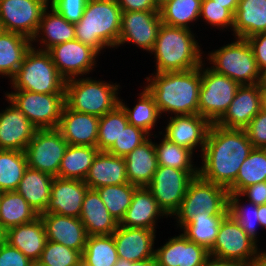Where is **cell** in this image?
<instances>
[{
  "label": "cell",
  "mask_w": 266,
  "mask_h": 266,
  "mask_svg": "<svg viewBox=\"0 0 266 266\" xmlns=\"http://www.w3.org/2000/svg\"><path fill=\"white\" fill-rule=\"evenodd\" d=\"M161 216L168 218L160 209L151 191L147 187H137L133 193L132 202L119 225L156 230L157 220L159 217L161 219Z\"/></svg>",
  "instance_id": "d4e9b609"
},
{
  "label": "cell",
  "mask_w": 266,
  "mask_h": 266,
  "mask_svg": "<svg viewBox=\"0 0 266 266\" xmlns=\"http://www.w3.org/2000/svg\"><path fill=\"white\" fill-rule=\"evenodd\" d=\"M48 241L63 244L83 253L88 238L86 228L79 218L55 213H41Z\"/></svg>",
  "instance_id": "603a6c76"
},
{
  "label": "cell",
  "mask_w": 266,
  "mask_h": 266,
  "mask_svg": "<svg viewBox=\"0 0 266 266\" xmlns=\"http://www.w3.org/2000/svg\"><path fill=\"white\" fill-rule=\"evenodd\" d=\"M122 11L159 10L156 0H116Z\"/></svg>",
  "instance_id": "11a10c76"
},
{
  "label": "cell",
  "mask_w": 266,
  "mask_h": 266,
  "mask_svg": "<svg viewBox=\"0 0 266 266\" xmlns=\"http://www.w3.org/2000/svg\"><path fill=\"white\" fill-rule=\"evenodd\" d=\"M208 256L209 251L204 246L190 241L183 233L155 249L158 266H203Z\"/></svg>",
  "instance_id": "44dd1931"
},
{
  "label": "cell",
  "mask_w": 266,
  "mask_h": 266,
  "mask_svg": "<svg viewBox=\"0 0 266 266\" xmlns=\"http://www.w3.org/2000/svg\"><path fill=\"white\" fill-rule=\"evenodd\" d=\"M166 1H168V0H156L158 6H160L161 4H163Z\"/></svg>",
  "instance_id": "003e7915"
},
{
  "label": "cell",
  "mask_w": 266,
  "mask_h": 266,
  "mask_svg": "<svg viewBox=\"0 0 266 266\" xmlns=\"http://www.w3.org/2000/svg\"><path fill=\"white\" fill-rule=\"evenodd\" d=\"M6 97L22 111L37 129L58 127L65 104V94L34 93L26 90L5 92Z\"/></svg>",
  "instance_id": "30bf717a"
},
{
  "label": "cell",
  "mask_w": 266,
  "mask_h": 266,
  "mask_svg": "<svg viewBox=\"0 0 266 266\" xmlns=\"http://www.w3.org/2000/svg\"><path fill=\"white\" fill-rule=\"evenodd\" d=\"M113 235L88 236L82 253V262L87 266H114L118 261Z\"/></svg>",
  "instance_id": "ab89813d"
},
{
  "label": "cell",
  "mask_w": 266,
  "mask_h": 266,
  "mask_svg": "<svg viewBox=\"0 0 266 266\" xmlns=\"http://www.w3.org/2000/svg\"><path fill=\"white\" fill-rule=\"evenodd\" d=\"M137 186L131 183L106 185L95 189L108 212L120 223L129 208Z\"/></svg>",
  "instance_id": "b9f144b4"
},
{
  "label": "cell",
  "mask_w": 266,
  "mask_h": 266,
  "mask_svg": "<svg viewBox=\"0 0 266 266\" xmlns=\"http://www.w3.org/2000/svg\"><path fill=\"white\" fill-rule=\"evenodd\" d=\"M3 31V28L1 27V25H0V33Z\"/></svg>",
  "instance_id": "89a4df30"
},
{
  "label": "cell",
  "mask_w": 266,
  "mask_h": 266,
  "mask_svg": "<svg viewBox=\"0 0 266 266\" xmlns=\"http://www.w3.org/2000/svg\"><path fill=\"white\" fill-rule=\"evenodd\" d=\"M246 40L253 51L257 67L263 74L266 71V32L254 34Z\"/></svg>",
  "instance_id": "f5cc1de1"
},
{
  "label": "cell",
  "mask_w": 266,
  "mask_h": 266,
  "mask_svg": "<svg viewBox=\"0 0 266 266\" xmlns=\"http://www.w3.org/2000/svg\"><path fill=\"white\" fill-rule=\"evenodd\" d=\"M88 0H49V5L68 22L81 20Z\"/></svg>",
  "instance_id": "681fc988"
},
{
  "label": "cell",
  "mask_w": 266,
  "mask_h": 266,
  "mask_svg": "<svg viewBox=\"0 0 266 266\" xmlns=\"http://www.w3.org/2000/svg\"><path fill=\"white\" fill-rule=\"evenodd\" d=\"M204 18L207 24L217 26L220 30L230 27L233 30L234 14L224 5H219L213 0H202L200 17Z\"/></svg>",
  "instance_id": "c3c4849f"
},
{
  "label": "cell",
  "mask_w": 266,
  "mask_h": 266,
  "mask_svg": "<svg viewBox=\"0 0 266 266\" xmlns=\"http://www.w3.org/2000/svg\"><path fill=\"white\" fill-rule=\"evenodd\" d=\"M228 213L220 223L219 231L209 255L236 260L246 266H257L262 251Z\"/></svg>",
  "instance_id": "8fae6325"
},
{
  "label": "cell",
  "mask_w": 266,
  "mask_h": 266,
  "mask_svg": "<svg viewBox=\"0 0 266 266\" xmlns=\"http://www.w3.org/2000/svg\"><path fill=\"white\" fill-rule=\"evenodd\" d=\"M233 36L247 39L266 32V0H239L234 14Z\"/></svg>",
  "instance_id": "1f68e13d"
},
{
  "label": "cell",
  "mask_w": 266,
  "mask_h": 266,
  "mask_svg": "<svg viewBox=\"0 0 266 266\" xmlns=\"http://www.w3.org/2000/svg\"><path fill=\"white\" fill-rule=\"evenodd\" d=\"M266 181V149L254 148L241 165L229 194H239L244 188Z\"/></svg>",
  "instance_id": "74e56055"
},
{
  "label": "cell",
  "mask_w": 266,
  "mask_h": 266,
  "mask_svg": "<svg viewBox=\"0 0 266 266\" xmlns=\"http://www.w3.org/2000/svg\"><path fill=\"white\" fill-rule=\"evenodd\" d=\"M37 40L41 45L36 49L44 51H48L57 44L75 40L74 23L68 22L48 5L42 13L38 30L31 39L32 43L38 42Z\"/></svg>",
  "instance_id": "4316f807"
},
{
  "label": "cell",
  "mask_w": 266,
  "mask_h": 266,
  "mask_svg": "<svg viewBox=\"0 0 266 266\" xmlns=\"http://www.w3.org/2000/svg\"><path fill=\"white\" fill-rule=\"evenodd\" d=\"M5 241L19 249L31 261H38L47 242L42 219L39 216L33 222L8 229Z\"/></svg>",
  "instance_id": "83f0119b"
},
{
  "label": "cell",
  "mask_w": 266,
  "mask_h": 266,
  "mask_svg": "<svg viewBox=\"0 0 266 266\" xmlns=\"http://www.w3.org/2000/svg\"><path fill=\"white\" fill-rule=\"evenodd\" d=\"M159 166H167L185 171H198L193 164L194 153L189 149L168 141L165 137L161 143L153 142Z\"/></svg>",
  "instance_id": "7bdbcfd3"
},
{
  "label": "cell",
  "mask_w": 266,
  "mask_h": 266,
  "mask_svg": "<svg viewBox=\"0 0 266 266\" xmlns=\"http://www.w3.org/2000/svg\"><path fill=\"white\" fill-rule=\"evenodd\" d=\"M31 266H47V265L42 264L39 261H34V262H32V265Z\"/></svg>",
  "instance_id": "e7e4bbea"
},
{
  "label": "cell",
  "mask_w": 266,
  "mask_h": 266,
  "mask_svg": "<svg viewBox=\"0 0 266 266\" xmlns=\"http://www.w3.org/2000/svg\"><path fill=\"white\" fill-rule=\"evenodd\" d=\"M124 159L128 182L137 187H147L159 166L152 139L136 147Z\"/></svg>",
  "instance_id": "f546056e"
},
{
  "label": "cell",
  "mask_w": 266,
  "mask_h": 266,
  "mask_svg": "<svg viewBox=\"0 0 266 266\" xmlns=\"http://www.w3.org/2000/svg\"><path fill=\"white\" fill-rule=\"evenodd\" d=\"M169 119L163 137L193 153L198 146L197 149L201 147L199 151H203L212 125L208 119L199 114H183L174 117L170 115Z\"/></svg>",
  "instance_id": "ac0fdd59"
},
{
  "label": "cell",
  "mask_w": 266,
  "mask_h": 266,
  "mask_svg": "<svg viewBox=\"0 0 266 266\" xmlns=\"http://www.w3.org/2000/svg\"><path fill=\"white\" fill-rule=\"evenodd\" d=\"M253 149L244 129H227L212 123L200 155L198 175L228 189Z\"/></svg>",
  "instance_id": "6da1fadb"
},
{
  "label": "cell",
  "mask_w": 266,
  "mask_h": 266,
  "mask_svg": "<svg viewBox=\"0 0 266 266\" xmlns=\"http://www.w3.org/2000/svg\"><path fill=\"white\" fill-rule=\"evenodd\" d=\"M265 92L262 83L240 85L228 110L215 124L227 129H245L263 109Z\"/></svg>",
  "instance_id": "e0dca14e"
},
{
  "label": "cell",
  "mask_w": 266,
  "mask_h": 266,
  "mask_svg": "<svg viewBox=\"0 0 266 266\" xmlns=\"http://www.w3.org/2000/svg\"><path fill=\"white\" fill-rule=\"evenodd\" d=\"M257 266H266V251H262L260 260Z\"/></svg>",
  "instance_id": "94428289"
},
{
  "label": "cell",
  "mask_w": 266,
  "mask_h": 266,
  "mask_svg": "<svg viewBox=\"0 0 266 266\" xmlns=\"http://www.w3.org/2000/svg\"><path fill=\"white\" fill-rule=\"evenodd\" d=\"M53 178L48 173L28 167L15 191L40 215L48 206Z\"/></svg>",
  "instance_id": "4dcf8cb0"
},
{
  "label": "cell",
  "mask_w": 266,
  "mask_h": 266,
  "mask_svg": "<svg viewBox=\"0 0 266 266\" xmlns=\"http://www.w3.org/2000/svg\"><path fill=\"white\" fill-rule=\"evenodd\" d=\"M202 0H168L159 6L162 24L191 30L200 18Z\"/></svg>",
  "instance_id": "d590c367"
},
{
  "label": "cell",
  "mask_w": 266,
  "mask_h": 266,
  "mask_svg": "<svg viewBox=\"0 0 266 266\" xmlns=\"http://www.w3.org/2000/svg\"><path fill=\"white\" fill-rule=\"evenodd\" d=\"M150 135L142 129L128 124L118 140L106 151L112 155L125 157L131 153L136 147L147 141Z\"/></svg>",
  "instance_id": "7dc6e473"
},
{
  "label": "cell",
  "mask_w": 266,
  "mask_h": 266,
  "mask_svg": "<svg viewBox=\"0 0 266 266\" xmlns=\"http://www.w3.org/2000/svg\"><path fill=\"white\" fill-rule=\"evenodd\" d=\"M88 189L84 181L54 177L50 200L44 213L79 218Z\"/></svg>",
  "instance_id": "ffe728a7"
},
{
  "label": "cell",
  "mask_w": 266,
  "mask_h": 266,
  "mask_svg": "<svg viewBox=\"0 0 266 266\" xmlns=\"http://www.w3.org/2000/svg\"><path fill=\"white\" fill-rule=\"evenodd\" d=\"M226 215H201L192 217L182 229L192 242L204 246L208 251L213 247L220 223Z\"/></svg>",
  "instance_id": "f35d334b"
},
{
  "label": "cell",
  "mask_w": 266,
  "mask_h": 266,
  "mask_svg": "<svg viewBox=\"0 0 266 266\" xmlns=\"http://www.w3.org/2000/svg\"><path fill=\"white\" fill-rule=\"evenodd\" d=\"M213 1L219 5H224V7L229 9L233 14H235L239 4V0H213Z\"/></svg>",
  "instance_id": "680465c9"
},
{
  "label": "cell",
  "mask_w": 266,
  "mask_h": 266,
  "mask_svg": "<svg viewBox=\"0 0 266 266\" xmlns=\"http://www.w3.org/2000/svg\"><path fill=\"white\" fill-rule=\"evenodd\" d=\"M161 25L159 10L122 11L117 47L131 42L150 53L155 46Z\"/></svg>",
  "instance_id": "9a60e30c"
},
{
  "label": "cell",
  "mask_w": 266,
  "mask_h": 266,
  "mask_svg": "<svg viewBox=\"0 0 266 266\" xmlns=\"http://www.w3.org/2000/svg\"><path fill=\"white\" fill-rule=\"evenodd\" d=\"M262 84L266 88V71L262 74Z\"/></svg>",
  "instance_id": "be15d7a7"
},
{
  "label": "cell",
  "mask_w": 266,
  "mask_h": 266,
  "mask_svg": "<svg viewBox=\"0 0 266 266\" xmlns=\"http://www.w3.org/2000/svg\"><path fill=\"white\" fill-rule=\"evenodd\" d=\"M253 148L266 149V111L262 109L244 129Z\"/></svg>",
  "instance_id": "f907efd6"
},
{
  "label": "cell",
  "mask_w": 266,
  "mask_h": 266,
  "mask_svg": "<svg viewBox=\"0 0 266 266\" xmlns=\"http://www.w3.org/2000/svg\"><path fill=\"white\" fill-rule=\"evenodd\" d=\"M99 151L93 146L68 144L60 163L58 177L84 181Z\"/></svg>",
  "instance_id": "e575fe53"
},
{
  "label": "cell",
  "mask_w": 266,
  "mask_h": 266,
  "mask_svg": "<svg viewBox=\"0 0 266 266\" xmlns=\"http://www.w3.org/2000/svg\"><path fill=\"white\" fill-rule=\"evenodd\" d=\"M205 59L216 73L225 75L239 85L262 83V72L258 69L253 51L246 39L235 37V41L208 53Z\"/></svg>",
  "instance_id": "52a82bcc"
},
{
  "label": "cell",
  "mask_w": 266,
  "mask_h": 266,
  "mask_svg": "<svg viewBox=\"0 0 266 266\" xmlns=\"http://www.w3.org/2000/svg\"><path fill=\"white\" fill-rule=\"evenodd\" d=\"M258 220L261 228H266V204L258 205Z\"/></svg>",
  "instance_id": "91938a15"
},
{
  "label": "cell",
  "mask_w": 266,
  "mask_h": 266,
  "mask_svg": "<svg viewBox=\"0 0 266 266\" xmlns=\"http://www.w3.org/2000/svg\"><path fill=\"white\" fill-rule=\"evenodd\" d=\"M39 214L16 191L0 192V225L5 231L33 222Z\"/></svg>",
  "instance_id": "836d02e7"
},
{
  "label": "cell",
  "mask_w": 266,
  "mask_h": 266,
  "mask_svg": "<svg viewBox=\"0 0 266 266\" xmlns=\"http://www.w3.org/2000/svg\"><path fill=\"white\" fill-rule=\"evenodd\" d=\"M138 95L137 104L132 109L128 108L129 106L121 99H119V105L125 111L129 124L142 129L151 137L153 136L151 131L155 127L157 120L161 118V115L153 96L145 87Z\"/></svg>",
  "instance_id": "8d00e7d4"
},
{
  "label": "cell",
  "mask_w": 266,
  "mask_h": 266,
  "mask_svg": "<svg viewBox=\"0 0 266 266\" xmlns=\"http://www.w3.org/2000/svg\"><path fill=\"white\" fill-rule=\"evenodd\" d=\"M38 261L47 266H79L82 254L63 244L47 240Z\"/></svg>",
  "instance_id": "bcb514c9"
},
{
  "label": "cell",
  "mask_w": 266,
  "mask_h": 266,
  "mask_svg": "<svg viewBox=\"0 0 266 266\" xmlns=\"http://www.w3.org/2000/svg\"><path fill=\"white\" fill-rule=\"evenodd\" d=\"M120 85L94 80L91 77H78L65 83V104L77 112L102 117L119 105Z\"/></svg>",
  "instance_id": "8992f818"
},
{
  "label": "cell",
  "mask_w": 266,
  "mask_h": 266,
  "mask_svg": "<svg viewBox=\"0 0 266 266\" xmlns=\"http://www.w3.org/2000/svg\"><path fill=\"white\" fill-rule=\"evenodd\" d=\"M27 168L24 151L0 150V192L15 191Z\"/></svg>",
  "instance_id": "60d3db41"
},
{
  "label": "cell",
  "mask_w": 266,
  "mask_h": 266,
  "mask_svg": "<svg viewBox=\"0 0 266 266\" xmlns=\"http://www.w3.org/2000/svg\"><path fill=\"white\" fill-rule=\"evenodd\" d=\"M263 109L266 111V92L263 97Z\"/></svg>",
  "instance_id": "03108f58"
},
{
  "label": "cell",
  "mask_w": 266,
  "mask_h": 266,
  "mask_svg": "<svg viewBox=\"0 0 266 266\" xmlns=\"http://www.w3.org/2000/svg\"><path fill=\"white\" fill-rule=\"evenodd\" d=\"M79 266H87L85 263L81 262Z\"/></svg>",
  "instance_id": "a7ac6f4b"
},
{
  "label": "cell",
  "mask_w": 266,
  "mask_h": 266,
  "mask_svg": "<svg viewBox=\"0 0 266 266\" xmlns=\"http://www.w3.org/2000/svg\"><path fill=\"white\" fill-rule=\"evenodd\" d=\"M100 117L63 108L57 129L69 145L97 147Z\"/></svg>",
  "instance_id": "cb8c5ba5"
},
{
  "label": "cell",
  "mask_w": 266,
  "mask_h": 266,
  "mask_svg": "<svg viewBox=\"0 0 266 266\" xmlns=\"http://www.w3.org/2000/svg\"><path fill=\"white\" fill-rule=\"evenodd\" d=\"M32 262L19 249L6 241L0 246V266H31Z\"/></svg>",
  "instance_id": "816d5d0a"
},
{
  "label": "cell",
  "mask_w": 266,
  "mask_h": 266,
  "mask_svg": "<svg viewBox=\"0 0 266 266\" xmlns=\"http://www.w3.org/2000/svg\"><path fill=\"white\" fill-rule=\"evenodd\" d=\"M228 196L227 188L206 181L199 175L194 177L187 187L178 211L173 215L178 223L177 228H181L197 215H227Z\"/></svg>",
  "instance_id": "ba28073f"
},
{
  "label": "cell",
  "mask_w": 266,
  "mask_h": 266,
  "mask_svg": "<svg viewBox=\"0 0 266 266\" xmlns=\"http://www.w3.org/2000/svg\"><path fill=\"white\" fill-rule=\"evenodd\" d=\"M10 103L0 112V150L25 151L37 128L6 96Z\"/></svg>",
  "instance_id": "d6986e66"
},
{
  "label": "cell",
  "mask_w": 266,
  "mask_h": 266,
  "mask_svg": "<svg viewBox=\"0 0 266 266\" xmlns=\"http://www.w3.org/2000/svg\"><path fill=\"white\" fill-rule=\"evenodd\" d=\"M154 74L146 77L145 88L153 96L160 115L166 112L198 114L201 66L188 71Z\"/></svg>",
  "instance_id": "7a4b0ae2"
},
{
  "label": "cell",
  "mask_w": 266,
  "mask_h": 266,
  "mask_svg": "<svg viewBox=\"0 0 266 266\" xmlns=\"http://www.w3.org/2000/svg\"><path fill=\"white\" fill-rule=\"evenodd\" d=\"M121 14L116 0H88L81 20L74 24L75 39L99 54L107 47L117 49Z\"/></svg>",
  "instance_id": "277c9868"
},
{
  "label": "cell",
  "mask_w": 266,
  "mask_h": 266,
  "mask_svg": "<svg viewBox=\"0 0 266 266\" xmlns=\"http://www.w3.org/2000/svg\"><path fill=\"white\" fill-rule=\"evenodd\" d=\"M192 30L162 24L153 50L156 72H181L201 66L202 49Z\"/></svg>",
  "instance_id": "3957f363"
},
{
  "label": "cell",
  "mask_w": 266,
  "mask_h": 266,
  "mask_svg": "<svg viewBox=\"0 0 266 266\" xmlns=\"http://www.w3.org/2000/svg\"><path fill=\"white\" fill-rule=\"evenodd\" d=\"M48 52L60 75L66 81L90 74L96 67V57H99L95 49L76 39L57 44Z\"/></svg>",
  "instance_id": "2e32d148"
},
{
  "label": "cell",
  "mask_w": 266,
  "mask_h": 266,
  "mask_svg": "<svg viewBox=\"0 0 266 266\" xmlns=\"http://www.w3.org/2000/svg\"><path fill=\"white\" fill-rule=\"evenodd\" d=\"M49 0H0V25L3 31L32 39Z\"/></svg>",
  "instance_id": "5bb4252c"
},
{
  "label": "cell",
  "mask_w": 266,
  "mask_h": 266,
  "mask_svg": "<svg viewBox=\"0 0 266 266\" xmlns=\"http://www.w3.org/2000/svg\"><path fill=\"white\" fill-rule=\"evenodd\" d=\"M10 81L13 90L65 94L66 80L57 70L50 53L36 49L33 44Z\"/></svg>",
  "instance_id": "5b68a950"
},
{
  "label": "cell",
  "mask_w": 266,
  "mask_h": 266,
  "mask_svg": "<svg viewBox=\"0 0 266 266\" xmlns=\"http://www.w3.org/2000/svg\"><path fill=\"white\" fill-rule=\"evenodd\" d=\"M30 38L15 32L0 33V75L11 79L31 48Z\"/></svg>",
  "instance_id": "d6a6232c"
},
{
  "label": "cell",
  "mask_w": 266,
  "mask_h": 266,
  "mask_svg": "<svg viewBox=\"0 0 266 266\" xmlns=\"http://www.w3.org/2000/svg\"><path fill=\"white\" fill-rule=\"evenodd\" d=\"M156 231L119 225L112 234L118 257L130 262L155 257Z\"/></svg>",
  "instance_id": "7402d4cb"
},
{
  "label": "cell",
  "mask_w": 266,
  "mask_h": 266,
  "mask_svg": "<svg viewBox=\"0 0 266 266\" xmlns=\"http://www.w3.org/2000/svg\"><path fill=\"white\" fill-rule=\"evenodd\" d=\"M6 231L0 225V246L5 242Z\"/></svg>",
  "instance_id": "6125c7cd"
},
{
  "label": "cell",
  "mask_w": 266,
  "mask_h": 266,
  "mask_svg": "<svg viewBox=\"0 0 266 266\" xmlns=\"http://www.w3.org/2000/svg\"><path fill=\"white\" fill-rule=\"evenodd\" d=\"M239 195L241 197H248L246 200L257 206L266 204V181L244 188Z\"/></svg>",
  "instance_id": "db71d44e"
},
{
  "label": "cell",
  "mask_w": 266,
  "mask_h": 266,
  "mask_svg": "<svg viewBox=\"0 0 266 266\" xmlns=\"http://www.w3.org/2000/svg\"><path fill=\"white\" fill-rule=\"evenodd\" d=\"M203 266H246V265L236 260L223 259L213 255H209L206 258Z\"/></svg>",
  "instance_id": "9f6ffc18"
},
{
  "label": "cell",
  "mask_w": 266,
  "mask_h": 266,
  "mask_svg": "<svg viewBox=\"0 0 266 266\" xmlns=\"http://www.w3.org/2000/svg\"><path fill=\"white\" fill-rule=\"evenodd\" d=\"M79 219L86 228L88 236L112 235L119 226L94 189L87 190Z\"/></svg>",
  "instance_id": "f1b7e54d"
},
{
  "label": "cell",
  "mask_w": 266,
  "mask_h": 266,
  "mask_svg": "<svg viewBox=\"0 0 266 266\" xmlns=\"http://www.w3.org/2000/svg\"><path fill=\"white\" fill-rule=\"evenodd\" d=\"M204 66L206 63L203 62L198 114L211 123H216L228 110L240 85L231 78Z\"/></svg>",
  "instance_id": "9c48e42d"
},
{
  "label": "cell",
  "mask_w": 266,
  "mask_h": 266,
  "mask_svg": "<svg viewBox=\"0 0 266 266\" xmlns=\"http://www.w3.org/2000/svg\"><path fill=\"white\" fill-rule=\"evenodd\" d=\"M84 183L89 189H97L106 185L128 183L124 157L99 151L93 160Z\"/></svg>",
  "instance_id": "484cf974"
},
{
  "label": "cell",
  "mask_w": 266,
  "mask_h": 266,
  "mask_svg": "<svg viewBox=\"0 0 266 266\" xmlns=\"http://www.w3.org/2000/svg\"><path fill=\"white\" fill-rule=\"evenodd\" d=\"M114 266H158L155 257L147 258L141 261L130 262L128 260L119 258Z\"/></svg>",
  "instance_id": "6f0895ef"
},
{
  "label": "cell",
  "mask_w": 266,
  "mask_h": 266,
  "mask_svg": "<svg viewBox=\"0 0 266 266\" xmlns=\"http://www.w3.org/2000/svg\"><path fill=\"white\" fill-rule=\"evenodd\" d=\"M196 176L198 171L158 166L147 188L164 214L172 217L178 211L190 181Z\"/></svg>",
  "instance_id": "7c38bea8"
},
{
  "label": "cell",
  "mask_w": 266,
  "mask_h": 266,
  "mask_svg": "<svg viewBox=\"0 0 266 266\" xmlns=\"http://www.w3.org/2000/svg\"><path fill=\"white\" fill-rule=\"evenodd\" d=\"M67 147L68 143L57 128L37 129L24 151L28 167L58 177Z\"/></svg>",
  "instance_id": "4fadbf2b"
},
{
  "label": "cell",
  "mask_w": 266,
  "mask_h": 266,
  "mask_svg": "<svg viewBox=\"0 0 266 266\" xmlns=\"http://www.w3.org/2000/svg\"><path fill=\"white\" fill-rule=\"evenodd\" d=\"M129 124L123 108L118 105L99 119L97 148L107 151L118 140L124 128Z\"/></svg>",
  "instance_id": "ee69618b"
},
{
  "label": "cell",
  "mask_w": 266,
  "mask_h": 266,
  "mask_svg": "<svg viewBox=\"0 0 266 266\" xmlns=\"http://www.w3.org/2000/svg\"><path fill=\"white\" fill-rule=\"evenodd\" d=\"M239 194H229L228 196V213L235 219L238 225L246 232V234L257 244V226H260L258 220V206L249 202V209Z\"/></svg>",
  "instance_id": "f6af8a7d"
}]
</instances>
